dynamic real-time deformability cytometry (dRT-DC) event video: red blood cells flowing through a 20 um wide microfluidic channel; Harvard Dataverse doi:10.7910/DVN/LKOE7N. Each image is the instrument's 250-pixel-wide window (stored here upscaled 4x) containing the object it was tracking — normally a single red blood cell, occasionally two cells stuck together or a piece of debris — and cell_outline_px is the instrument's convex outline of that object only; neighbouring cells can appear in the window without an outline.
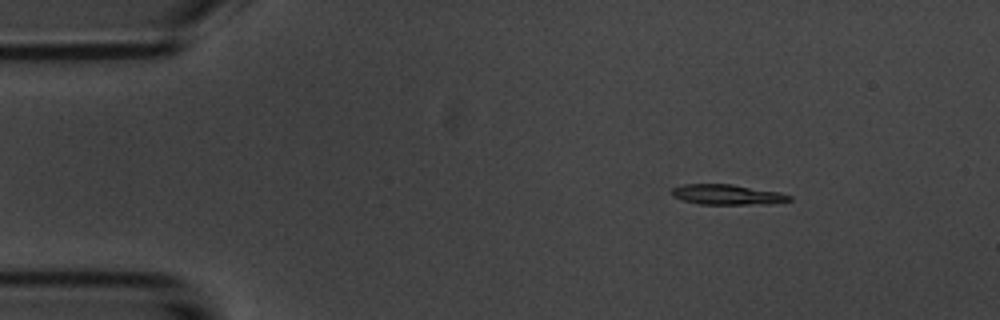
{"species": "common noctule bat (a hibernating species)", "species_latin": "Nyctalus noctula", "temperature_condition": "room temperature", "stored_images_in_passage": 47, "camera_frame_rate_fps": 3000, "um_per_image_px": 0.085, "animal": {"sex": "male", "body_mass_g": 20.1, "forearm_length_mm": 53.5}, "frame": {"image": 1, "passage_image": 1, "time_ms": 0.0, "image_size_px": [1000, 320], "cell_outline_px": [[792, 200], [768, 204], [700, 204], [680, 200], [672, 196], [668, 192], [672, 188], [684, 184], [732, 184], [780, 192], [792, 196]], "centroid_in_image_um": [61.77, 16.54], "position_along_channel_um": 23.2, "area_um2": 14.05}}
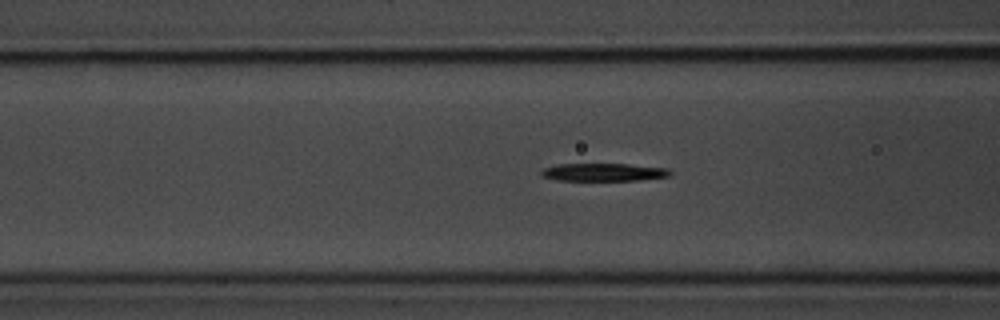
{"frame": {"image": 2, "passage_image": 14, "time_ms": 4.333, "image_size_px": [1000, 320], "cell_outline_px": [[672, 172], [668, 176], [640, 180], [556, 180], [540, 176], [540, 172], [544, 168], [556, 164], [628, 164], [668, 168]], "centroid_in_image_um": [51.28, 14.63], "position_along_channel_um": 115.3, "area_um2": 13.35}}
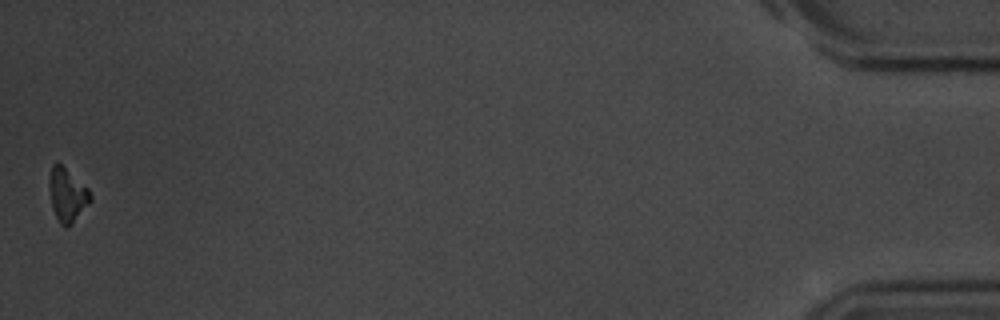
{"frame": {"image": 3, "passage_image": 47, "time_ms": 15.333, "image_size_px": [1000, 320], "cell_outline_px": [[92, 200], [72, 224], [68, 228], [64, 228], [60, 224], [52, 208], [48, 188], [48, 184], [52, 164], [60, 164], [88, 188], [92, 196]], "centroid_in_image_um": [5.71, 16.61], "position_along_channel_um": 429.5, "area_um2": 12.83}, "authors_computed_cell_mechanics": {"area_um2": 13.9298, "velocity_mm_per_s": 3.7259, "shape_relaxation_time_tau1_ms": 10.9372, "shape_relaxation_time_tau2_ms": null, "deformation_change_tau1": 0.4862, "deformation_change_tau2": null}}